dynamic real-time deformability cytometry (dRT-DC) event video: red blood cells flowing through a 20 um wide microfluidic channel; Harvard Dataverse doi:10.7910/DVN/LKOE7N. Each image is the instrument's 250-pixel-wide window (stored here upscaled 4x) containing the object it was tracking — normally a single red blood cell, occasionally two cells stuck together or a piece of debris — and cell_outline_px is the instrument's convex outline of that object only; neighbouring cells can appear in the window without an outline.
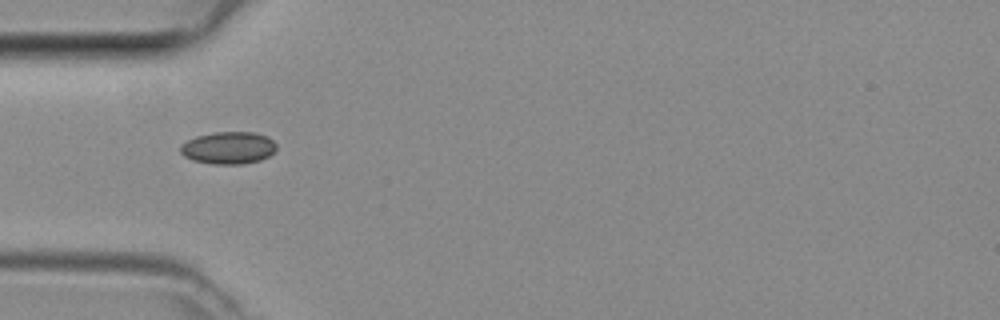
{"species": "common noctule bat (a hibernating species)", "species_latin": "Nyctalus noctula", "temperature_condition": "room temperature", "stored_images_in_passage": 4, "camera_frame_rate_fps": 3000, "um_per_image_px": 0.085, "animal": {"sex": "female", "body_mass_g": 29.2, "forearm_length_mm": 56.3}, "frame": {"image": 1, "passage_image": 3, "time_ms": 0.667, "image_size_px": [1000, 320], "cell_outline_px": [[276, 148], [268, 156], [260, 160], [240, 164], [212, 164], [192, 160], [184, 156], [180, 152], [180, 148], [188, 140], [196, 136], [216, 132], [252, 132], [268, 136], [276, 144]], "centroid_in_image_um": [19.41, 12.57], "position_along_channel_um": 65.6, "area_um2": 17.92}}
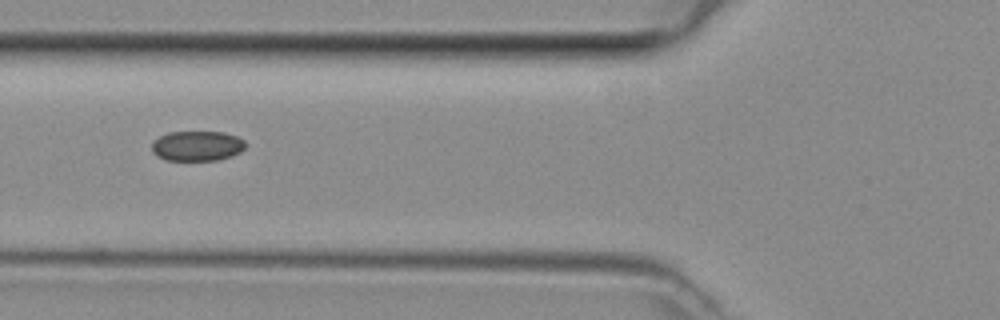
{"frame": {"image": 2, "passage_image": 4, "time_ms": 1.0, "image_size_px": [1000, 320], "cell_outline_px": [[244, 148], [240, 152], [232, 156], [220, 160], [168, 160], [156, 156], [152, 152], [152, 140], [168, 132], [224, 132], [236, 136], [244, 140]], "centroid_in_image_um": [16.73, 12.4], "position_along_channel_um": 109.1, "area_um2": 16.47}}